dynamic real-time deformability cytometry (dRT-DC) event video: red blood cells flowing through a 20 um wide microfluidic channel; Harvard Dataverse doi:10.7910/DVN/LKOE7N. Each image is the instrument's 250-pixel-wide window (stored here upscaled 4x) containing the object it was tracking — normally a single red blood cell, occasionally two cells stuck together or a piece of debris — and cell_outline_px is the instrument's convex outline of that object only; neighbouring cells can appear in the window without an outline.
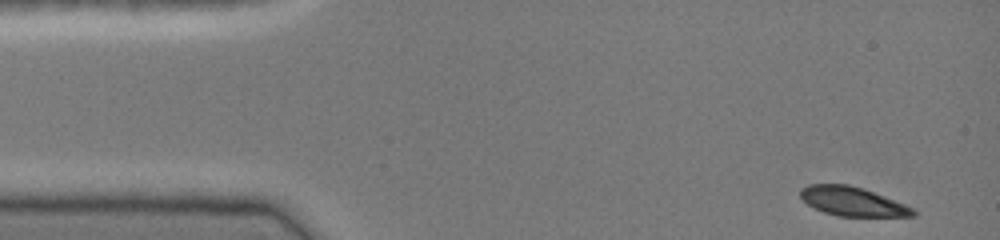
{"species": "common noctule bat (a hibernating species)", "species_latin": "Nyctalus noctula", "temperature_condition": "cold", "stored_images_in_passage": 41, "camera_frame_rate_fps": 3000, "um_per_image_px": 0.085, "animal": {"sex": "female", "body_mass_g": 19.0, "forearm_length_mm": 51.5}, "frame": {"image": 1, "passage_image": 1, "time_ms": 0.0, "image_size_px": [1000, 240], "cell_outline_px": [[916, 216], [836, 216], [824, 212], [808, 204], [800, 196], [800, 188], [808, 184], [848, 184], [884, 196], [904, 204], [912, 208], [916, 212]], "centroid_in_image_um": [72.43, 17.12], "position_along_channel_um": 12.6, "area_um2": 18.79}}
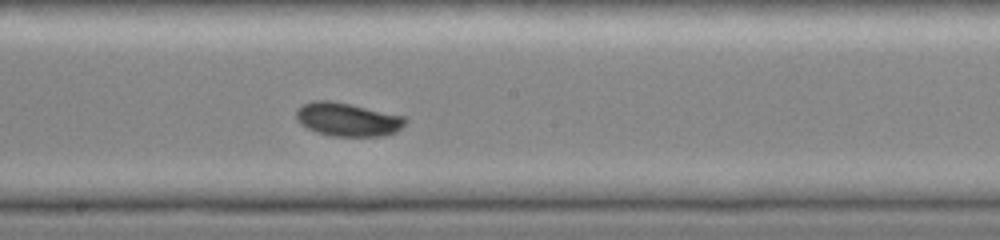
{"frame": {"image": 2, "passage_image": 23, "time_ms": 7.333, "image_size_px": [1000, 240], "cell_outline_px": [[408, 120], [396, 132], [384, 136], [332, 136], [316, 132], [300, 124], [296, 120], [296, 108], [312, 100], [332, 100], [408, 116]], "centroid_in_image_um": [29.56, 10.14], "position_along_channel_um": 218.6, "area_um2": 21.68}}
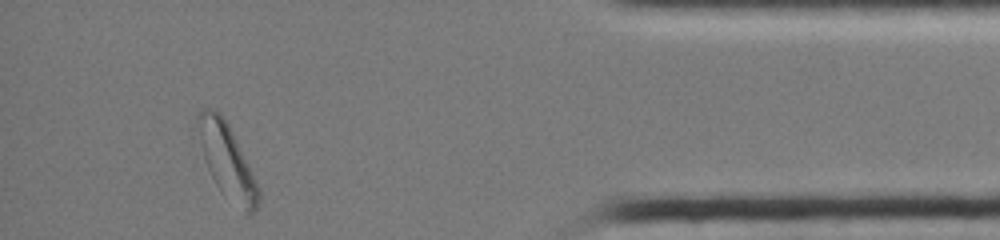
{"frame": {"image": 3, "passage_image": 40, "time_ms": 13.0, "image_size_px": [1000, 240], "cell_outline_px": [[260, 200], [256, 208], [248, 216], [220, 192], [208, 168], [204, 156], [196, 124], [196, 116], [204, 108], [212, 108], [220, 112], [228, 124], [260, 188]], "centroid_in_image_um": [19.31, 13.7], "position_along_channel_um": 415.9, "area_um2": 25.84}, "authors_computed_cell_mechanics": {"area_um2": 20.9236, "velocity_mm_per_s": 4.1042, "shape_relaxation_time_tau1_ms": 3.2129, "shape_relaxation_time_tau2_ms": null, "deformation_change_tau1": 0.1255, "deformation_change_tau2": null}}